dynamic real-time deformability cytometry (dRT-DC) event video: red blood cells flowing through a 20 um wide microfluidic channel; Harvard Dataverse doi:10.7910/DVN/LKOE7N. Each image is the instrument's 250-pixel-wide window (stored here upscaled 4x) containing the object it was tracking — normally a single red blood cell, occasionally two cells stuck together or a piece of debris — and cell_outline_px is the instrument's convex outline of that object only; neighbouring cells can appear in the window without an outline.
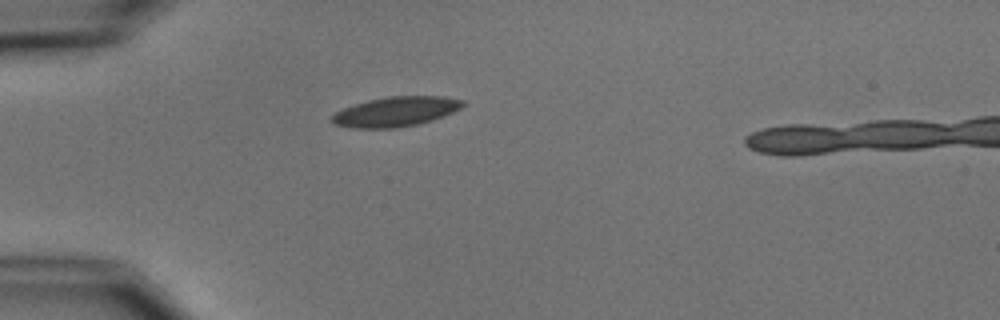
{"species": "common noctule bat (a hibernating species)", "species_latin": "Nyctalus noctula", "temperature_condition": "cold", "stored_images_in_passage": 1, "camera_frame_rate_fps": 3000, "um_per_image_px": 0.085, "animal": {"sex": "male", "body_mass_g": 15.6}, "frame": {"image": 1, "passage_image": 1, "time_ms": 0.0, "image_size_px": [1000, 320], "cell_outline_px": [[464, 104], [460, 108], [452, 112], [432, 120], [416, 124], [396, 128], [352, 128], [332, 124], [332, 116], [336, 112], [344, 108], [368, 100], [388, 96], [444, 96], [464, 100]], "centroid_in_image_um": [33.63, 9.49], "position_along_channel_um": 51.4, "area_um2": 22.54}}